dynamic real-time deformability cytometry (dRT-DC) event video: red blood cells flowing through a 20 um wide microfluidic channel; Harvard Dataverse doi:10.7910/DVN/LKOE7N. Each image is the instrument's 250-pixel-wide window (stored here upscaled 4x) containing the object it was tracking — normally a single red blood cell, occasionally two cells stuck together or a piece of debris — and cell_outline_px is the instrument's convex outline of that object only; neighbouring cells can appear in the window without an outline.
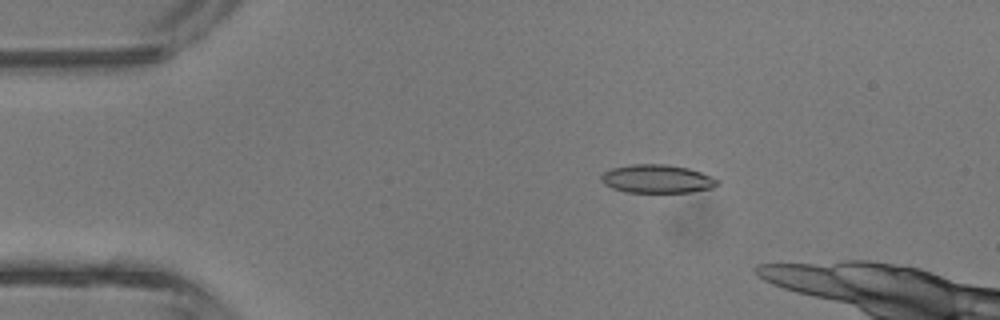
{"species": "common noctule bat (a hibernating species)", "species_latin": "Nyctalus noctula", "temperature_condition": "room temperature", "stored_images_in_passage": 5, "segment_of_instrument_passage": [1, 2], "camera_frame_rate_fps": 3000, "um_per_image_px": 0.085, "animal": {"sex": "male", "body_mass_g": 13.3}, "frame": {"image": 1, "passage_image": 3, "time_ms": 2.0, "image_size_px": [1000, 320], "cell_outline_px": [[720, 184], [712, 188], [692, 192], [624, 192], [612, 188], [604, 184], [600, 180], [600, 176], [604, 172], [612, 168], [632, 164], [664, 164], [688, 168], [700, 172], [720, 180]], "centroid_in_image_um": [55.85, 15.21], "position_along_channel_um": 29.1, "area_um2": 19.31}}
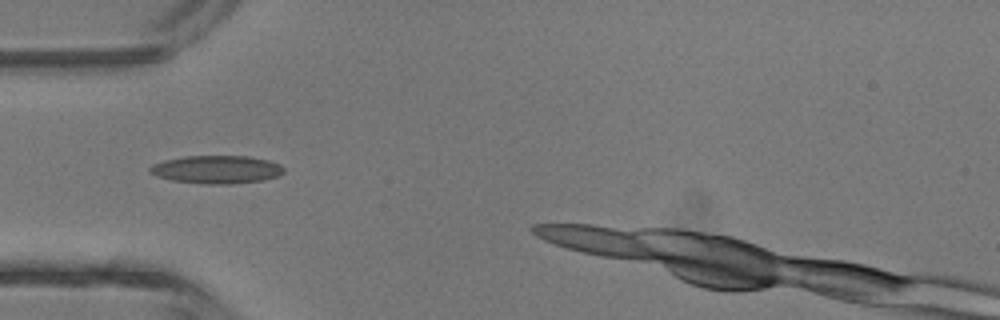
{"frame": {"image": 2, "passage_image": 4, "time_ms": 4.0, "image_size_px": [1000, 320], "cell_outline_px": [[284, 172], [276, 176], [264, 180], [232, 184], [208, 184], [172, 180], [156, 176], [148, 172], [148, 168], [152, 164], [164, 160], [184, 156], [248, 156], [268, 160], [280, 164], [284, 168]], "centroid_in_image_um": [18.39, 14.4], "position_along_channel_um": 66.6, "area_um2": 21.96}}